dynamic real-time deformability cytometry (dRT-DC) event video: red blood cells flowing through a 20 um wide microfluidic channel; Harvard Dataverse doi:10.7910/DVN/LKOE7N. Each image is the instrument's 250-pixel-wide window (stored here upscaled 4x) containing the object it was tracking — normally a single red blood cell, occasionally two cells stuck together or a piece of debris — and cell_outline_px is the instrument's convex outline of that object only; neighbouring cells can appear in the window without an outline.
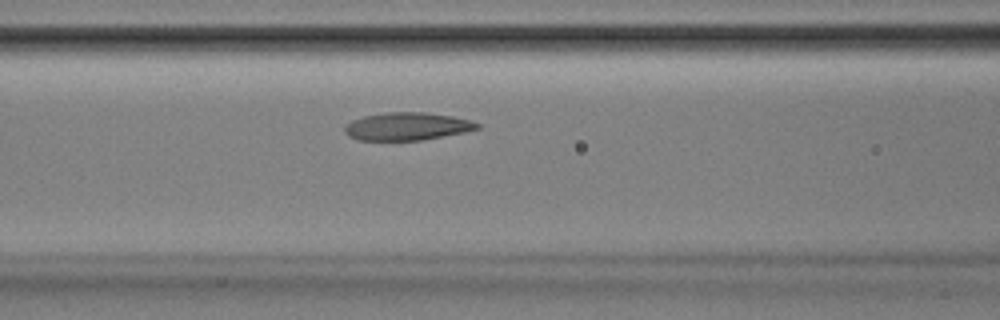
{"species": "Egyptian fruit bat (a non-hibernating species)", "species_latin": "Rousettus aegyptiacus", "temperature_condition": "room temperature", "stored_images_in_passage": 47, "camera_frame_rate_fps": 3000, "um_per_image_px": 0.085, "animal": {"sex": "male"}, "frame": {"image": 1, "passage_image": 16, "time_ms": 5.0, "image_size_px": [1000, 320], "cell_outline_px": [[480, 128], [464, 132], [420, 140], [360, 140], [348, 136], [344, 132], [344, 124], [352, 120], [364, 116], [388, 112], [424, 112], [452, 116], [468, 120], [480, 124]], "centroid_in_image_um": [34.56, 10.74], "position_along_channel_um": 132.0, "area_um2": 21.33}}
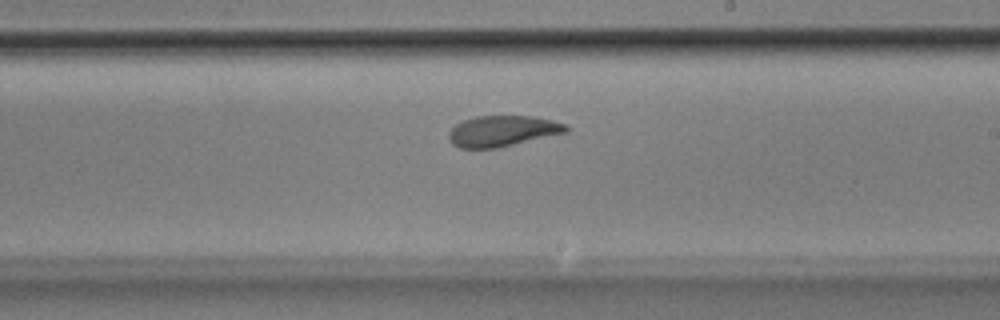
{"frame": {"image": 2, "passage_image": 25, "time_ms": 8.0, "image_size_px": [1000, 320], "cell_outline_px": [[568, 132], [496, 148], [460, 148], [452, 144], [448, 140], [448, 132], [456, 124], [464, 120], [476, 116], [532, 116], [552, 120], [568, 124]], "centroid_in_image_um": [42.7, 11.13], "position_along_channel_um": 246.3, "area_um2": 21.1}}
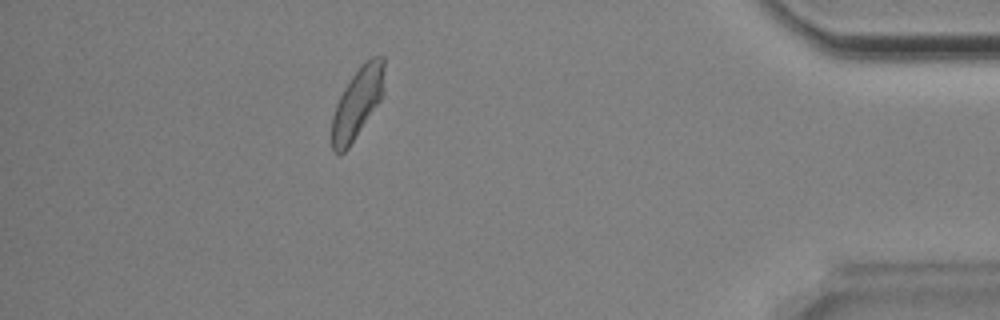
{"frame": {"image": 3, "passage_image": 41, "time_ms": 13.333, "image_size_px": [1000, 320], "cell_outline_px": [[384, 92], [380, 100], [348, 148], [344, 152], [336, 152], [332, 148], [332, 116], [336, 104], [344, 88], [360, 64], [372, 56], [384, 56]], "centroid_in_image_um": [30.39, 8.69], "position_along_channel_um": 404.8, "area_um2": 21.33}, "authors_computed_cell_mechanics": {"area_um2": 21.8484, "velocity_mm_per_s": 3.8252, "shape_relaxation_time_tau1_ms": 4.155, "shape_relaxation_time_tau2_ms": 1.9988, "deformation_change_tau1": 0.1223, "deformation_change_tau2": 0.0757}}